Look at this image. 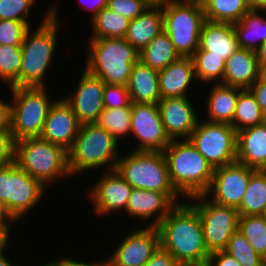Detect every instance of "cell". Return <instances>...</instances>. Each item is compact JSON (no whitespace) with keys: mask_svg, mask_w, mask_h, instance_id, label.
Here are the masks:
<instances>
[{"mask_svg":"<svg viewBox=\"0 0 266 266\" xmlns=\"http://www.w3.org/2000/svg\"><path fill=\"white\" fill-rule=\"evenodd\" d=\"M160 247L181 266H206L210 253L205 246L196 208L183 200L156 226Z\"/></svg>","mask_w":266,"mask_h":266,"instance_id":"obj_1","label":"cell"},{"mask_svg":"<svg viewBox=\"0 0 266 266\" xmlns=\"http://www.w3.org/2000/svg\"><path fill=\"white\" fill-rule=\"evenodd\" d=\"M57 8L55 3L50 5L37 27L26 31L20 46L22 62L19 78L8 88L48 87V78L45 76L50 72V65L54 63L52 60L55 58L59 39L57 35L60 31Z\"/></svg>","mask_w":266,"mask_h":266,"instance_id":"obj_2","label":"cell"},{"mask_svg":"<svg viewBox=\"0 0 266 266\" xmlns=\"http://www.w3.org/2000/svg\"><path fill=\"white\" fill-rule=\"evenodd\" d=\"M163 154L171 183L185 200L207 191L214 169L189 139L171 140Z\"/></svg>","mask_w":266,"mask_h":266,"instance_id":"obj_3","label":"cell"},{"mask_svg":"<svg viewBox=\"0 0 266 266\" xmlns=\"http://www.w3.org/2000/svg\"><path fill=\"white\" fill-rule=\"evenodd\" d=\"M87 41L84 45L87 46L84 69L100 78L105 84L127 87L139 52L125 38H100Z\"/></svg>","mask_w":266,"mask_h":266,"instance_id":"obj_4","label":"cell"},{"mask_svg":"<svg viewBox=\"0 0 266 266\" xmlns=\"http://www.w3.org/2000/svg\"><path fill=\"white\" fill-rule=\"evenodd\" d=\"M120 143L96 123L83 124L68 151V167L72 177L98 169H115L120 157ZM105 168V169H104ZM87 171V172H86ZM91 171V172H90Z\"/></svg>","mask_w":266,"mask_h":266,"instance_id":"obj_5","label":"cell"},{"mask_svg":"<svg viewBox=\"0 0 266 266\" xmlns=\"http://www.w3.org/2000/svg\"><path fill=\"white\" fill-rule=\"evenodd\" d=\"M14 161L47 188L72 177L68 167V151L40 137L16 141Z\"/></svg>","mask_w":266,"mask_h":266,"instance_id":"obj_6","label":"cell"},{"mask_svg":"<svg viewBox=\"0 0 266 266\" xmlns=\"http://www.w3.org/2000/svg\"><path fill=\"white\" fill-rule=\"evenodd\" d=\"M47 189L15 161L0 168V206L10 220L20 223L29 212L31 215L49 192Z\"/></svg>","mask_w":266,"mask_h":266,"instance_id":"obj_7","label":"cell"},{"mask_svg":"<svg viewBox=\"0 0 266 266\" xmlns=\"http://www.w3.org/2000/svg\"><path fill=\"white\" fill-rule=\"evenodd\" d=\"M8 89L12 96H10L11 135L14 142L40 137L49 108L58 97H51L48 87Z\"/></svg>","mask_w":266,"mask_h":266,"instance_id":"obj_8","label":"cell"},{"mask_svg":"<svg viewBox=\"0 0 266 266\" xmlns=\"http://www.w3.org/2000/svg\"><path fill=\"white\" fill-rule=\"evenodd\" d=\"M124 155V156H123ZM120 155L115 169L135 189L178 193L171 183L162 151H133Z\"/></svg>","mask_w":266,"mask_h":266,"instance_id":"obj_9","label":"cell"},{"mask_svg":"<svg viewBox=\"0 0 266 266\" xmlns=\"http://www.w3.org/2000/svg\"><path fill=\"white\" fill-rule=\"evenodd\" d=\"M163 31L181 57H191L199 48L200 32L205 21L200 3L171 0L162 4Z\"/></svg>","mask_w":266,"mask_h":266,"instance_id":"obj_10","label":"cell"},{"mask_svg":"<svg viewBox=\"0 0 266 266\" xmlns=\"http://www.w3.org/2000/svg\"><path fill=\"white\" fill-rule=\"evenodd\" d=\"M189 140L213 169L236 162L237 131L230 124L199 119Z\"/></svg>","mask_w":266,"mask_h":266,"instance_id":"obj_11","label":"cell"},{"mask_svg":"<svg viewBox=\"0 0 266 266\" xmlns=\"http://www.w3.org/2000/svg\"><path fill=\"white\" fill-rule=\"evenodd\" d=\"M198 211L207 251L211 254L226 249L229 239L238 228L239 214L234 207L220 205L204 194L187 199Z\"/></svg>","mask_w":266,"mask_h":266,"instance_id":"obj_12","label":"cell"},{"mask_svg":"<svg viewBox=\"0 0 266 266\" xmlns=\"http://www.w3.org/2000/svg\"><path fill=\"white\" fill-rule=\"evenodd\" d=\"M136 138L133 151H164L171 143L163 126L159 108L153 103L131 102L130 137Z\"/></svg>","mask_w":266,"mask_h":266,"instance_id":"obj_13","label":"cell"},{"mask_svg":"<svg viewBox=\"0 0 266 266\" xmlns=\"http://www.w3.org/2000/svg\"><path fill=\"white\" fill-rule=\"evenodd\" d=\"M100 176H97L98 179H96L95 184L92 183L93 186L87 187L88 192L85 193L92 202L94 215L103 218L104 216L109 217L111 213L112 216L115 213L120 215L122 212L123 214L133 187L125 181L116 169L105 170Z\"/></svg>","mask_w":266,"mask_h":266,"instance_id":"obj_14","label":"cell"},{"mask_svg":"<svg viewBox=\"0 0 266 266\" xmlns=\"http://www.w3.org/2000/svg\"><path fill=\"white\" fill-rule=\"evenodd\" d=\"M253 168L234 162L214 169L210 186L204 195L213 202L238 208L248 188Z\"/></svg>","mask_w":266,"mask_h":266,"instance_id":"obj_15","label":"cell"},{"mask_svg":"<svg viewBox=\"0 0 266 266\" xmlns=\"http://www.w3.org/2000/svg\"><path fill=\"white\" fill-rule=\"evenodd\" d=\"M183 200L179 193L133 188L124 215H128L130 220L144 221L143 225L147 223V227H156Z\"/></svg>","mask_w":266,"mask_h":266,"instance_id":"obj_16","label":"cell"},{"mask_svg":"<svg viewBox=\"0 0 266 266\" xmlns=\"http://www.w3.org/2000/svg\"><path fill=\"white\" fill-rule=\"evenodd\" d=\"M144 227V228H143ZM138 226L123 237L112 254L106 257L114 266H145L152 254L160 246L156 227ZM109 255V256H108Z\"/></svg>","mask_w":266,"mask_h":266,"instance_id":"obj_17","label":"cell"},{"mask_svg":"<svg viewBox=\"0 0 266 266\" xmlns=\"http://www.w3.org/2000/svg\"><path fill=\"white\" fill-rule=\"evenodd\" d=\"M82 75L75 88L63 95L64 101L72 108L81 125L96 123L104 110L105 83L82 68ZM74 90V91H73Z\"/></svg>","mask_w":266,"mask_h":266,"instance_id":"obj_18","label":"cell"},{"mask_svg":"<svg viewBox=\"0 0 266 266\" xmlns=\"http://www.w3.org/2000/svg\"><path fill=\"white\" fill-rule=\"evenodd\" d=\"M191 97L163 98L157 104L170 140L189 139L202 117L199 116L196 106L192 104Z\"/></svg>","mask_w":266,"mask_h":266,"instance_id":"obj_19","label":"cell"},{"mask_svg":"<svg viewBox=\"0 0 266 266\" xmlns=\"http://www.w3.org/2000/svg\"><path fill=\"white\" fill-rule=\"evenodd\" d=\"M80 126L72 108L59 96L49 108L40 138L69 151Z\"/></svg>","mask_w":266,"mask_h":266,"instance_id":"obj_20","label":"cell"},{"mask_svg":"<svg viewBox=\"0 0 266 266\" xmlns=\"http://www.w3.org/2000/svg\"><path fill=\"white\" fill-rule=\"evenodd\" d=\"M158 78L161 99L189 96L191 86L197 84L191 57H180L159 71Z\"/></svg>","mask_w":266,"mask_h":266,"instance_id":"obj_21","label":"cell"},{"mask_svg":"<svg viewBox=\"0 0 266 266\" xmlns=\"http://www.w3.org/2000/svg\"><path fill=\"white\" fill-rule=\"evenodd\" d=\"M236 161L255 170H266V125L237 131Z\"/></svg>","mask_w":266,"mask_h":266,"instance_id":"obj_22","label":"cell"},{"mask_svg":"<svg viewBox=\"0 0 266 266\" xmlns=\"http://www.w3.org/2000/svg\"><path fill=\"white\" fill-rule=\"evenodd\" d=\"M258 61L256 52L238 48L226 61L223 84L249 89L257 80Z\"/></svg>","mask_w":266,"mask_h":266,"instance_id":"obj_23","label":"cell"},{"mask_svg":"<svg viewBox=\"0 0 266 266\" xmlns=\"http://www.w3.org/2000/svg\"><path fill=\"white\" fill-rule=\"evenodd\" d=\"M199 47L226 61L238 49L233 25L205 20L200 32Z\"/></svg>","mask_w":266,"mask_h":266,"instance_id":"obj_24","label":"cell"},{"mask_svg":"<svg viewBox=\"0 0 266 266\" xmlns=\"http://www.w3.org/2000/svg\"><path fill=\"white\" fill-rule=\"evenodd\" d=\"M211 86L208 90V97L204 100L207 107L205 121L212 123H227L231 125L235 113L236 103L239 92L242 90L238 87L225 85L222 83L207 84Z\"/></svg>","mask_w":266,"mask_h":266,"instance_id":"obj_25","label":"cell"},{"mask_svg":"<svg viewBox=\"0 0 266 266\" xmlns=\"http://www.w3.org/2000/svg\"><path fill=\"white\" fill-rule=\"evenodd\" d=\"M162 31V4L151 5L142 14L129 22L124 38L140 52Z\"/></svg>","mask_w":266,"mask_h":266,"instance_id":"obj_26","label":"cell"},{"mask_svg":"<svg viewBox=\"0 0 266 266\" xmlns=\"http://www.w3.org/2000/svg\"><path fill=\"white\" fill-rule=\"evenodd\" d=\"M127 89L132 103L158 104L161 100L158 71L137 60Z\"/></svg>","mask_w":266,"mask_h":266,"instance_id":"obj_27","label":"cell"},{"mask_svg":"<svg viewBox=\"0 0 266 266\" xmlns=\"http://www.w3.org/2000/svg\"><path fill=\"white\" fill-rule=\"evenodd\" d=\"M232 25L238 48L256 51L266 41V11L250 10Z\"/></svg>","mask_w":266,"mask_h":266,"instance_id":"obj_28","label":"cell"},{"mask_svg":"<svg viewBox=\"0 0 266 266\" xmlns=\"http://www.w3.org/2000/svg\"><path fill=\"white\" fill-rule=\"evenodd\" d=\"M180 57L169 35L162 31L139 52L138 60L159 72Z\"/></svg>","mask_w":266,"mask_h":266,"instance_id":"obj_29","label":"cell"},{"mask_svg":"<svg viewBox=\"0 0 266 266\" xmlns=\"http://www.w3.org/2000/svg\"><path fill=\"white\" fill-rule=\"evenodd\" d=\"M239 216H257L266 212V170H255L237 208Z\"/></svg>","mask_w":266,"mask_h":266,"instance_id":"obj_30","label":"cell"},{"mask_svg":"<svg viewBox=\"0 0 266 266\" xmlns=\"http://www.w3.org/2000/svg\"><path fill=\"white\" fill-rule=\"evenodd\" d=\"M129 22L124 16L105 7L90 20L92 27L88 39L124 38Z\"/></svg>","mask_w":266,"mask_h":266,"instance_id":"obj_31","label":"cell"},{"mask_svg":"<svg viewBox=\"0 0 266 266\" xmlns=\"http://www.w3.org/2000/svg\"><path fill=\"white\" fill-rule=\"evenodd\" d=\"M202 6L205 20L230 24L251 10L248 0H205Z\"/></svg>","mask_w":266,"mask_h":266,"instance_id":"obj_32","label":"cell"},{"mask_svg":"<svg viewBox=\"0 0 266 266\" xmlns=\"http://www.w3.org/2000/svg\"><path fill=\"white\" fill-rule=\"evenodd\" d=\"M194 64V73L197 81L202 84L222 83L225 61L220 57L210 54L200 47L191 56ZM205 83V84H204Z\"/></svg>","mask_w":266,"mask_h":266,"instance_id":"obj_33","label":"cell"},{"mask_svg":"<svg viewBox=\"0 0 266 266\" xmlns=\"http://www.w3.org/2000/svg\"><path fill=\"white\" fill-rule=\"evenodd\" d=\"M96 124L109 132L119 143L122 138L127 139L128 135L130 138L131 103L120 108H104Z\"/></svg>","mask_w":266,"mask_h":266,"instance_id":"obj_34","label":"cell"},{"mask_svg":"<svg viewBox=\"0 0 266 266\" xmlns=\"http://www.w3.org/2000/svg\"><path fill=\"white\" fill-rule=\"evenodd\" d=\"M262 124V110L249 89H242L231 125L236 131Z\"/></svg>","mask_w":266,"mask_h":266,"instance_id":"obj_35","label":"cell"},{"mask_svg":"<svg viewBox=\"0 0 266 266\" xmlns=\"http://www.w3.org/2000/svg\"><path fill=\"white\" fill-rule=\"evenodd\" d=\"M238 229L255 252L266 260V225L262 216H239Z\"/></svg>","mask_w":266,"mask_h":266,"instance_id":"obj_36","label":"cell"},{"mask_svg":"<svg viewBox=\"0 0 266 266\" xmlns=\"http://www.w3.org/2000/svg\"><path fill=\"white\" fill-rule=\"evenodd\" d=\"M224 251L233 256L241 266H262L265 261L255 252L238 228L232 234Z\"/></svg>","mask_w":266,"mask_h":266,"instance_id":"obj_37","label":"cell"},{"mask_svg":"<svg viewBox=\"0 0 266 266\" xmlns=\"http://www.w3.org/2000/svg\"><path fill=\"white\" fill-rule=\"evenodd\" d=\"M22 56L20 46L0 45V81L10 87L20 74Z\"/></svg>","mask_w":266,"mask_h":266,"instance_id":"obj_38","label":"cell"},{"mask_svg":"<svg viewBox=\"0 0 266 266\" xmlns=\"http://www.w3.org/2000/svg\"><path fill=\"white\" fill-rule=\"evenodd\" d=\"M37 0H0V20L30 21V9Z\"/></svg>","mask_w":266,"mask_h":266,"instance_id":"obj_39","label":"cell"},{"mask_svg":"<svg viewBox=\"0 0 266 266\" xmlns=\"http://www.w3.org/2000/svg\"><path fill=\"white\" fill-rule=\"evenodd\" d=\"M31 26L26 21L0 20V45L21 46L25 33Z\"/></svg>","mask_w":266,"mask_h":266,"instance_id":"obj_40","label":"cell"},{"mask_svg":"<svg viewBox=\"0 0 266 266\" xmlns=\"http://www.w3.org/2000/svg\"><path fill=\"white\" fill-rule=\"evenodd\" d=\"M151 4L147 0H108L107 7L128 20L142 14Z\"/></svg>","mask_w":266,"mask_h":266,"instance_id":"obj_41","label":"cell"},{"mask_svg":"<svg viewBox=\"0 0 266 266\" xmlns=\"http://www.w3.org/2000/svg\"><path fill=\"white\" fill-rule=\"evenodd\" d=\"M104 108H120L131 103L128 89L123 85H108L104 87Z\"/></svg>","mask_w":266,"mask_h":266,"instance_id":"obj_42","label":"cell"},{"mask_svg":"<svg viewBox=\"0 0 266 266\" xmlns=\"http://www.w3.org/2000/svg\"><path fill=\"white\" fill-rule=\"evenodd\" d=\"M15 142L11 134H0V168L14 162Z\"/></svg>","mask_w":266,"mask_h":266,"instance_id":"obj_43","label":"cell"},{"mask_svg":"<svg viewBox=\"0 0 266 266\" xmlns=\"http://www.w3.org/2000/svg\"><path fill=\"white\" fill-rule=\"evenodd\" d=\"M145 266H181L174 257L160 246L152 254Z\"/></svg>","mask_w":266,"mask_h":266,"instance_id":"obj_44","label":"cell"},{"mask_svg":"<svg viewBox=\"0 0 266 266\" xmlns=\"http://www.w3.org/2000/svg\"><path fill=\"white\" fill-rule=\"evenodd\" d=\"M206 266H241V264L226 251H216L209 255Z\"/></svg>","mask_w":266,"mask_h":266,"instance_id":"obj_45","label":"cell"},{"mask_svg":"<svg viewBox=\"0 0 266 266\" xmlns=\"http://www.w3.org/2000/svg\"><path fill=\"white\" fill-rule=\"evenodd\" d=\"M0 134H11V103L0 97Z\"/></svg>","mask_w":266,"mask_h":266,"instance_id":"obj_46","label":"cell"},{"mask_svg":"<svg viewBox=\"0 0 266 266\" xmlns=\"http://www.w3.org/2000/svg\"><path fill=\"white\" fill-rule=\"evenodd\" d=\"M73 257H74L73 255L71 257H70V255L69 256L68 255H66V256L60 255V258L56 257L55 260L52 259V260L48 261L47 263L45 262V264L47 266H89V259L87 262V259L85 260V258L81 260L79 258H76V257L73 258Z\"/></svg>","mask_w":266,"mask_h":266,"instance_id":"obj_47","label":"cell"},{"mask_svg":"<svg viewBox=\"0 0 266 266\" xmlns=\"http://www.w3.org/2000/svg\"><path fill=\"white\" fill-rule=\"evenodd\" d=\"M11 224H12V227H11ZM14 224L16 223H5L3 225H0V256L5 255V254H8V255L10 254V253H7L6 251L9 245L13 244L10 242H14V241H11L13 239H11L12 236H10L11 235L10 233H12L10 230L14 229L13 227Z\"/></svg>","mask_w":266,"mask_h":266,"instance_id":"obj_48","label":"cell"},{"mask_svg":"<svg viewBox=\"0 0 266 266\" xmlns=\"http://www.w3.org/2000/svg\"><path fill=\"white\" fill-rule=\"evenodd\" d=\"M107 2L108 0H78L81 8H83V10H87L90 13L91 16L89 15V21L92 20L99 11L107 7Z\"/></svg>","mask_w":266,"mask_h":266,"instance_id":"obj_49","label":"cell"},{"mask_svg":"<svg viewBox=\"0 0 266 266\" xmlns=\"http://www.w3.org/2000/svg\"><path fill=\"white\" fill-rule=\"evenodd\" d=\"M249 90L252 92L261 110L266 109V83L256 81Z\"/></svg>","mask_w":266,"mask_h":266,"instance_id":"obj_50","label":"cell"},{"mask_svg":"<svg viewBox=\"0 0 266 266\" xmlns=\"http://www.w3.org/2000/svg\"><path fill=\"white\" fill-rule=\"evenodd\" d=\"M255 52L258 64H266V41Z\"/></svg>","mask_w":266,"mask_h":266,"instance_id":"obj_51","label":"cell"},{"mask_svg":"<svg viewBox=\"0 0 266 266\" xmlns=\"http://www.w3.org/2000/svg\"><path fill=\"white\" fill-rule=\"evenodd\" d=\"M251 10L266 11V0H248Z\"/></svg>","mask_w":266,"mask_h":266,"instance_id":"obj_52","label":"cell"},{"mask_svg":"<svg viewBox=\"0 0 266 266\" xmlns=\"http://www.w3.org/2000/svg\"><path fill=\"white\" fill-rule=\"evenodd\" d=\"M257 82L266 83V64H258Z\"/></svg>","mask_w":266,"mask_h":266,"instance_id":"obj_53","label":"cell"},{"mask_svg":"<svg viewBox=\"0 0 266 266\" xmlns=\"http://www.w3.org/2000/svg\"><path fill=\"white\" fill-rule=\"evenodd\" d=\"M89 266H114V265L107 257L106 258L103 257L102 259H98L97 261H93V259H90Z\"/></svg>","mask_w":266,"mask_h":266,"instance_id":"obj_54","label":"cell"},{"mask_svg":"<svg viewBox=\"0 0 266 266\" xmlns=\"http://www.w3.org/2000/svg\"><path fill=\"white\" fill-rule=\"evenodd\" d=\"M11 257H8V255H2L0 256V266H21L20 264L14 265V262L12 261Z\"/></svg>","mask_w":266,"mask_h":266,"instance_id":"obj_55","label":"cell"},{"mask_svg":"<svg viewBox=\"0 0 266 266\" xmlns=\"http://www.w3.org/2000/svg\"><path fill=\"white\" fill-rule=\"evenodd\" d=\"M5 223H16V221L10 220L3 211V208L0 206V225H3Z\"/></svg>","mask_w":266,"mask_h":266,"instance_id":"obj_56","label":"cell"},{"mask_svg":"<svg viewBox=\"0 0 266 266\" xmlns=\"http://www.w3.org/2000/svg\"><path fill=\"white\" fill-rule=\"evenodd\" d=\"M151 5H161L163 3H167L171 0H147Z\"/></svg>","mask_w":266,"mask_h":266,"instance_id":"obj_57","label":"cell"},{"mask_svg":"<svg viewBox=\"0 0 266 266\" xmlns=\"http://www.w3.org/2000/svg\"><path fill=\"white\" fill-rule=\"evenodd\" d=\"M262 124L266 125V109L262 110Z\"/></svg>","mask_w":266,"mask_h":266,"instance_id":"obj_58","label":"cell"},{"mask_svg":"<svg viewBox=\"0 0 266 266\" xmlns=\"http://www.w3.org/2000/svg\"><path fill=\"white\" fill-rule=\"evenodd\" d=\"M181 1H186V2H194V3H200L203 4L205 0H181Z\"/></svg>","mask_w":266,"mask_h":266,"instance_id":"obj_59","label":"cell"},{"mask_svg":"<svg viewBox=\"0 0 266 266\" xmlns=\"http://www.w3.org/2000/svg\"><path fill=\"white\" fill-rule=\"evenodd\" d=\"M261 216H262V218H263V220H264V223H265V225H266V212H264Z\"/></svg>","mask_w":266,"mask_h":266,"instance_id":"obj_60","label":"cell"},{"mask_svg":"<svg viewBox=\"0 0 266 266\" xmlns=\"http://www.w3.org/2000/svg\"><path fill=\"white\" fill-rule=\"evenodd\" d=\"M262 266H266V260L263 262Z\"/></svg>","mask_w":266,"mask_h":266,"instance_id":"obj_61","label":"cell"}]
</instances>
